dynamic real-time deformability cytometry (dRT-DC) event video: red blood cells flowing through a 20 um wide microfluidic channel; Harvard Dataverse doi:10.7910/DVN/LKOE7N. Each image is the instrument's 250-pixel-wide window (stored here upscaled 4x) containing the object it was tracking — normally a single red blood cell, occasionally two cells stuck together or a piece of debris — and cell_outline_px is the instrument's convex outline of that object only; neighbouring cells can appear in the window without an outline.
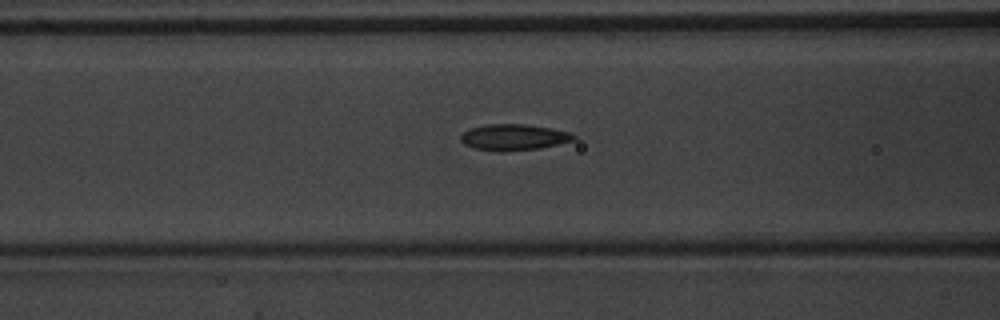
{"species": "common noctule bat (a hibernating species)", "species_latin": "Nyctalus noctula", "temperature_condition": "warm", "stored_images_in_passage": 30, "camera_frame_rate_fps": 3000, "um_per_image_px": 0.085, "animal": {"sex": "male", "body_mass_g": 20.1, "forearm_length_mm": 53.5}, "frame": {"image": 1, "passage_image": 5, "time_ms": 1.333, "image_size_px": [1000, 320], "cell_outline_px": [[576, 140], [540, 148], [500, 152], [476, 148], [464, 144], [460, 140], [460, 136], [464, 132], [472, 128], [488, 124], [524, 124], [552, 128], [572, 132], [576, 136]], "centroid_in_image_um": [43.72, 11.66], "position_along_channel_um": 122.9, "area_um2": 17.22}}
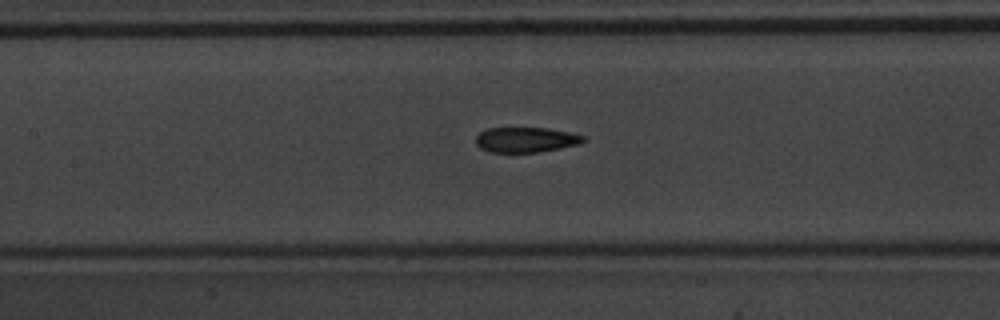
{"frame": {"image": 2, "passage_image": 8, "time_ms": 2.333, "image_size_px": [1000, 320], "cell_outline_px": [[588, 140], [580, 144], [560, 148], [536, 152], [492, 152], [480, 148], [476, 144], [476, 136], [480, 132], [488, 128], [544, 128], [568, 132], [584, 136]], "centroid_in_image_um": [44.71, 11.88], "position_along_channel_um": 162.7, "area_um2": 15.66}}
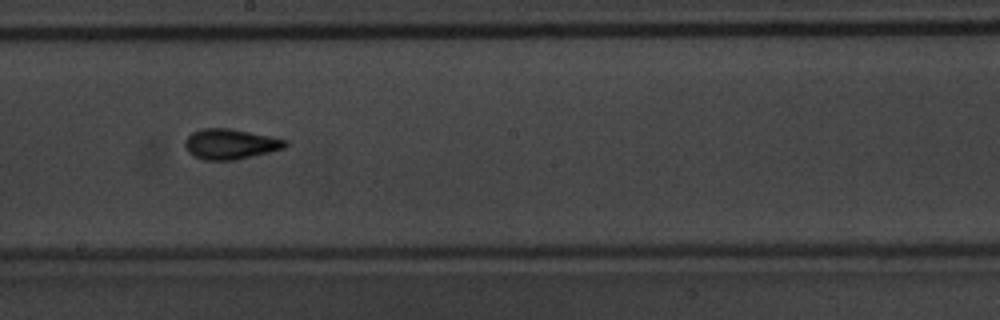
{"frame": {"image": 3, "passage_image": 13, "time_ms": 4.0, "image_size_px": [1000, 320], "cell_outline_px": [[288, 144], [284, 148], [236, 160], [204, 160], [188, 152], [184, 144], [184, 140], [192, 132], [204, 128], [228, 128], [272, 136], [288, 140]], "centroid_in_image_um": [19.58, 12.24], "position_along_channel_um": 228.6, "area_um2": 17.69}, "authors_computed_cell_mechanics": {"area_um2": 16.7331, "velocity_mm_per_s": 3.9548, "shape_relaxation_time_tau1_ms": 4.3852, "shape_relaxation_time_tau2_ms": 1.4862, "deformation_change_tau1": 0.1702, "deformation_change_tau2": 0.0716}}